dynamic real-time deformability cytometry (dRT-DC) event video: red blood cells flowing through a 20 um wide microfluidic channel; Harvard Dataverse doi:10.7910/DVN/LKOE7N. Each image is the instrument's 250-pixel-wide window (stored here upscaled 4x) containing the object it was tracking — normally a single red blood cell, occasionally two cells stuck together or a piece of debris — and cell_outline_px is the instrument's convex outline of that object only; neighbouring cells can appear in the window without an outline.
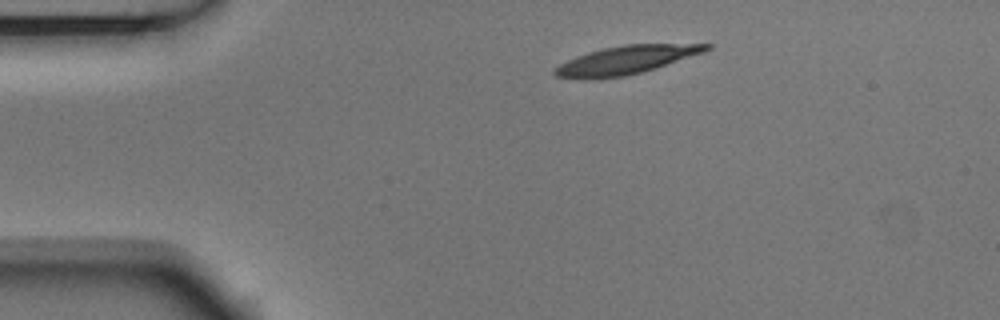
{"species": "Egyptian fruit bat (a non-hibernating species)", "species_latin": "Rousettus aegyptiacus", "temperature_condition": "room temperature", "stored_images_in_passage": 46, "camera_frame_rate_fps": 3000, "um_per_image_px": 0.085, "animal": {"sex": "male"}, "frame": {"image": 1, "passage_image": 1, "time_ms": 0.0, "image_size_px": [1000, 320], "cell_outline_px": [[712, 48], [704, 52], [644, 72], [624, 76], [596, 80], [580, 80], [556, 76], [552, 72], [560, 64], [576, 56], [588, 52], [604, 48], [624, 44], [712, 44]], "centroid_in_image_um": [53.18, 5.12], "position_along_channel_um": 31.8, "area_um2": 25.2}}
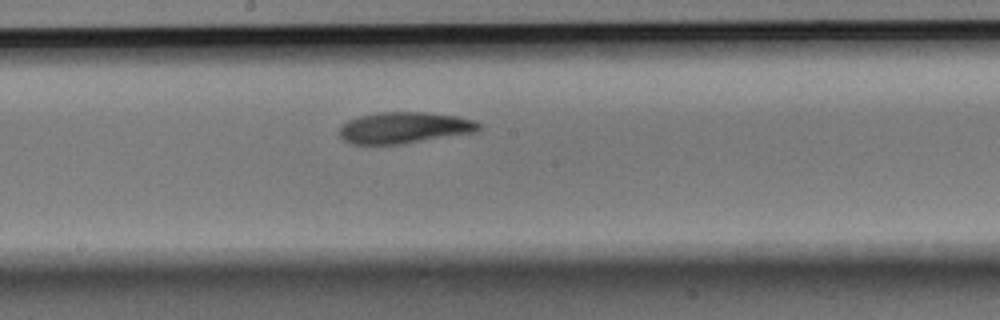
{"frame": {"image": 2, "passage_image": 20, "time_ms": 6.333, "image_size_px": [1000, 320], "cell_outline_px": [[480, 128], [476, 132], [404, 144], [352, 144], [344, 140], [340, 136], [340, 128], [348, 120], [360, 116], [376, 112], [424, 112], [456, 116], [472, 120], [480, 124]], "centroid_in_image_um": [34.36, 10.86], "position_along_channel_um": 213.8, "area_um2": 25.37}}
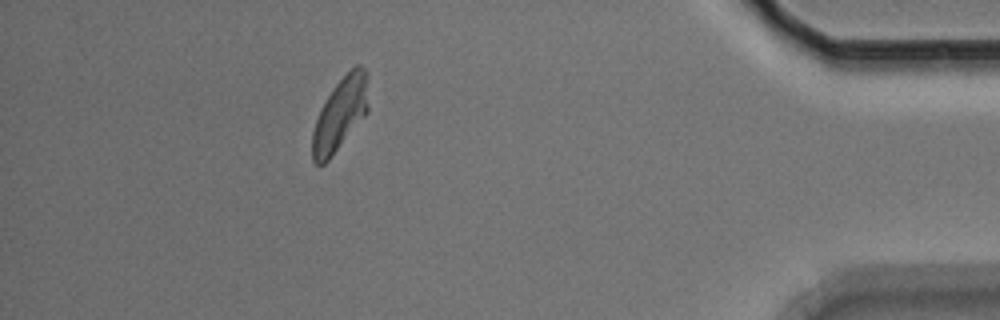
{"frame": {"image": 3, "passage_image": 40, "time_ms": 13.0, "image_size_px": [1000, 320], "cell_outline_px": [[368, 112], [328, 160], [324, 164], [316, 164], [312, 160], [312, 132], [320, 108], [332, 88], [356, 64], [360, 64], [368, 72]], "centroid_in_image_um": [28.93, 9.67], "position_along_channel_um": 406.3, "area_um2": 23.76}, "authors_computed_cell_mechanics": {"area_um2": 25.0274, "velocity_mm_per_s": 3.6246, "shape_relaxation_time_tau1_ms": 4.0677, "shape_relaxation_time_tau2_ms": 2.8886, "deformation_change_tau1": 0.1722, "deformation_change_tau2": 0.0996}}